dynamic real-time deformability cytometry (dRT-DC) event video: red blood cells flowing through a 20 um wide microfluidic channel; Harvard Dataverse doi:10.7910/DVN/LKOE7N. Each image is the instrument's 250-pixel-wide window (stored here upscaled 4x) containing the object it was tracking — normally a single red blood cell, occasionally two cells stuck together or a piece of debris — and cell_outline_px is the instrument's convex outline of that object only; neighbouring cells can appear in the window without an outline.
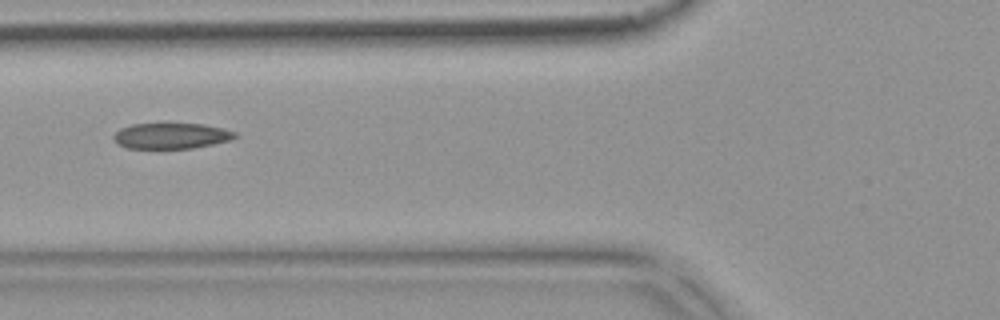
{"species": "common noctule bat (a hibernating species)", "species_latin": "Nyctalus noctula", "temperature_condition": "warm", "stored_images_in_passage": 2, "camera_frame_rate_fps": 3000, "um_per_image_px": 0.085, "animal": {"sex": "female", "body_mass_g": 18.4}, "frame": {"image": 1, "passage_image": 2, "time_ms": 0.333, "image_size_px": [1000, 320], "cell_outline_px": [[236, 136], [228, 140], [212, 144], [192, 148], [128, 148], [120, 144], [112, 136], [120, 128], [132, 124], [164, 120], [204, 124], [224, 128], [236, 132]], "centroid_in_image_um": [14.54, 11.48], "position_along_channel_um": 111.3, "area_um2": 18.96}}